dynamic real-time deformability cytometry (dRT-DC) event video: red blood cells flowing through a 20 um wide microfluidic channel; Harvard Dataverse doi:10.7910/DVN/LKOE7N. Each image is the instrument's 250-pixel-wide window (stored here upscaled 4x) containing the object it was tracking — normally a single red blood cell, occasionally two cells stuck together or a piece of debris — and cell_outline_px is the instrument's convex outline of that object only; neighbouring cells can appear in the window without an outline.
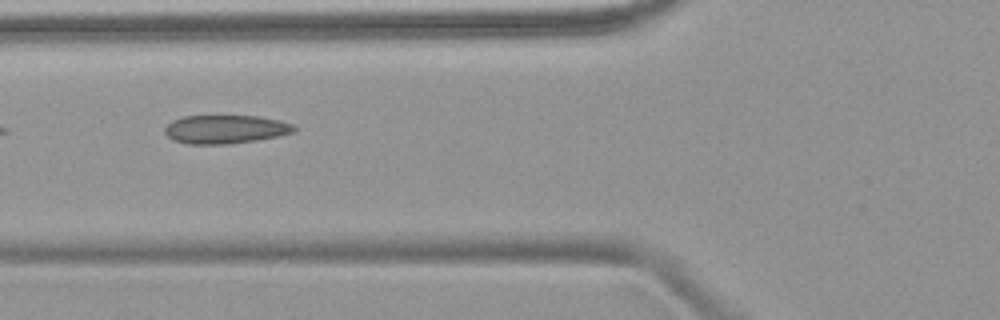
{"species": "common noctule bat (a hibernating species)", "species_latin": "Nyctalus noctula", "temperature_condition": "warm", "stored_images_in_passage": 4, "camera_frame_rate_fps": 3000, "um_per_image_px": 0.085, "animal": {"sex": "female", "body_mass_g": 18.4}, "frame": {"image": 1, "passage_image": 2, "time_ms": 1.333, "image_size_px": [1000, 320], "cell_outline_px": [[296, 132], [256, 140], [228, 144], [188, 144], [172, 140], [164, 132], [164, 128], [172, 120], [184, 116], [260, 116], [280, 120], [296, 124]], "centroid_in_image_um": [19.18, 10.98], "position_along_channel_um": 106.6, "area_um2": 21.68}}
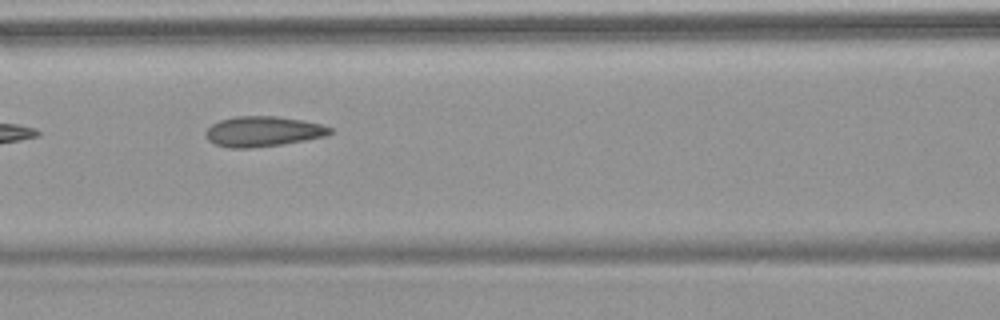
{"frame": {"image": 2, "passage_image": 3, "time_ms": 2.333, "image_size_px": [1000, 320], "cell_outline_px": [[332, 132], [328, 136], [280, 144], [248, 148], [228, 148], [216, 144], [208, 140], [204, 132], [212, 124], [220, 120], [236, 116], [276, 116], [304, 120], [320, 124], [332, 128]], "centroid_in_image_um": [22.35, 11.16], "position_along_channel_um": 144.2, "area_um2": 21.85}}
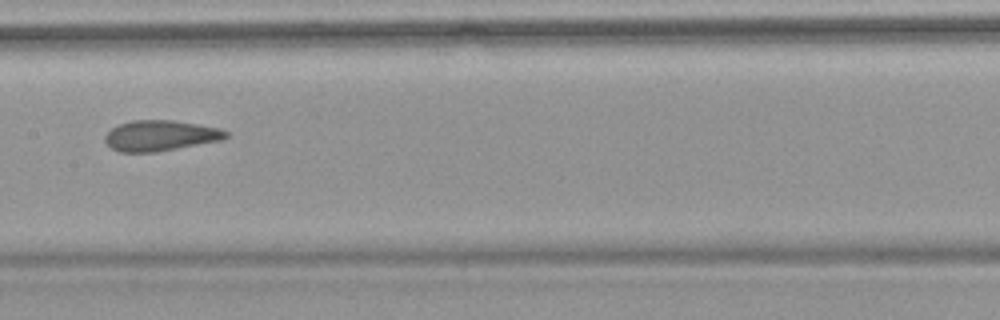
{"frame": {"image": 3, "passage_image": 4, "time_ms": 3.667, "image_size_px": [1000, 320], "cell_outline_px": [[228, 136], [220, 140], [156, 152], [120, 152], [112, 148], [104, 140], [104, 136], [112, 128], [120, 124], [132, 120], [172, 120], [220, 128], [228, 132]], "centroid_in_image_um": [13.61, 11.52], "position_along_channel_um": 193.8, "area_um2": 21.33}}